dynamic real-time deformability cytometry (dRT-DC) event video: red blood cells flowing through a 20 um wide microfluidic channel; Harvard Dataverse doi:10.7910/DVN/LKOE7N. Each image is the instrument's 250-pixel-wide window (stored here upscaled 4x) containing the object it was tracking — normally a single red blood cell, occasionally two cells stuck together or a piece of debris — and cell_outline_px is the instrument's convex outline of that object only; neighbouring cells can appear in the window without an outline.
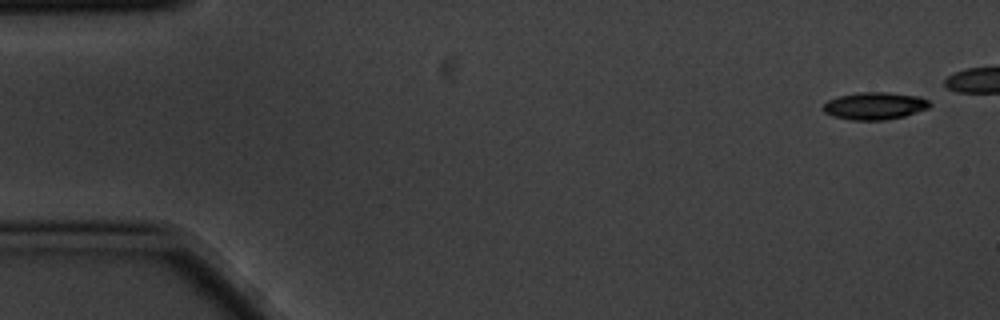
{"species": "common noctule bat (a hibernating species)", "species_latin": "Nyctalus noctula", "temperature_condition": "cold", "stored_images_in_passage": 12, "camera_frame_rate_fps": 3000, "um_per_image_px": 0.085, "animal": {"sex": "male", "body_mass_g": 20.1, "forearm_length_mm": 53.5}, "frame": {"image": 1, "passage_image": 1, "time_ms": 0.0, "image_size_px": [1000, 320], "cell_outline_px": [[932, 104], [928, 108], [904, 116], [884, 120], [852, 120], [832, 116], [824, 112], [820, 108], [828, 100], [840, 96], [860, 92], [888, 92], [920, 96], [928, 100]], "centroid_in_image_um": [74.34, 9.0], "position_along_channel_um": 10.7, "area_um2": 17.05}}